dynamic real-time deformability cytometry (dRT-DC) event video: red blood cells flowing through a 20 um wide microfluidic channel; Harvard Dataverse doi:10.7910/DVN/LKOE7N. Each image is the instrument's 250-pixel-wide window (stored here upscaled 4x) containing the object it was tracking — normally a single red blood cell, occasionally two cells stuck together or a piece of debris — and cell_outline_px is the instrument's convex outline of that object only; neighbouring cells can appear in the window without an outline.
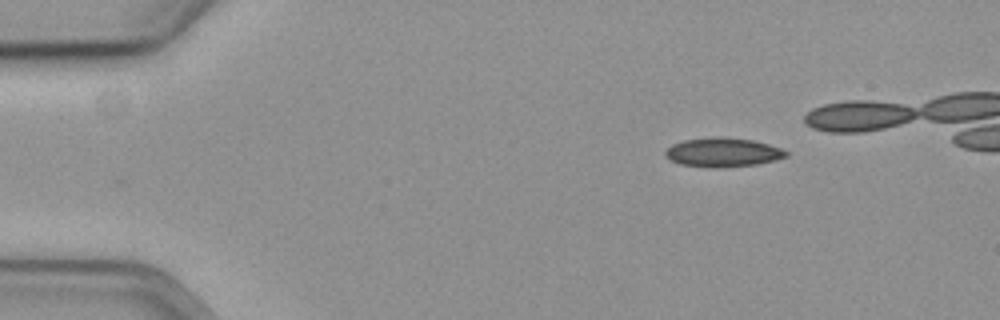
{"species": "common noctule bat (a hibernating species)", "species_latin": "Nyctalus noctula", "temperature_condition": "cold", "stored_images_in_passage": 39, "camera_frame_rate_fps": 3000, "um_per_image_px": 0.085, "animal": {"sex": "female", "body_mass_g": 19.3, "forearm_length_mm": 54.1}, "frame": {"image": 1, "passage_image": 1, "time_ms": 0.0, "image_size_px": [1000, 320], "cell_outline_px": [[788, 156], [776, 160], [756, 164], [716, 168], [680, 164], [664, 156], [664, 152], [672, 144], [684, 140], [720, 136], [752, 140], [768, 144], [780, 148], [788, 152]], "centroid_in_image_um": [61.44, 12.95], "position_along_channel_um": 23.6, "area_um2": 20.35}}
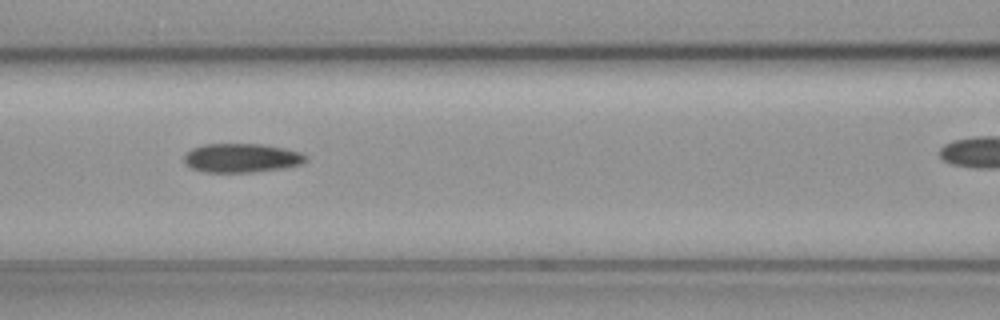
{"frame": {"image": 2, "passage_image": 18, "time_ms": 5.667, "image_size_px": [1000, 320], "cell_outline_px": [[308, 160], [300, 164], [284, 168], [252, 172], [204, 172], [192, 168], [184, 164], [184, 152], [192, 148], [204, 144], [264, 144], [284, 148], [300, 152], [308, 156]], "centroid_in_image_um": [20.52, 13.42], "position_along_channel_um": 146.1, "area_um2": 20.75}}
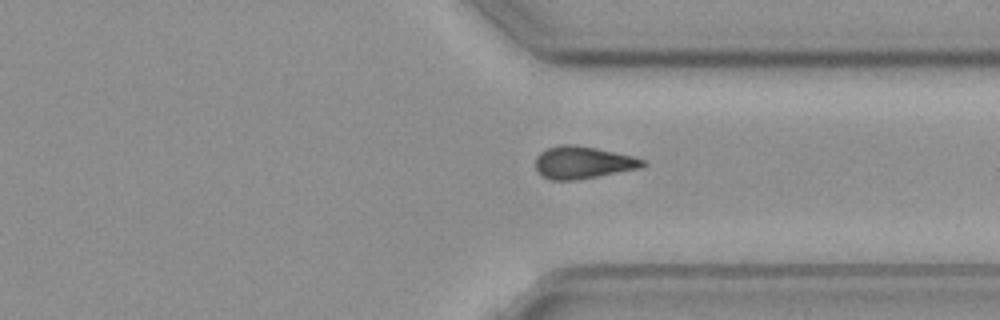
{"frame": {"image": 3, "passage_image": 36, "time_ms": 11.667, "image_size_px": [1000, 320], "cell_outline_px": [[648, 164], [640, 168], [576, 180], [548, 180], [536, 168], [536, 156], [540, 152], [548, 148], [560, 144], [576, 144], [596, 148], [632, 156], [644, 160]], "centroid_in_image_um": [49.54, 13.8], "position_along_channel_um": 361.9, "area_um2": 20.11}}